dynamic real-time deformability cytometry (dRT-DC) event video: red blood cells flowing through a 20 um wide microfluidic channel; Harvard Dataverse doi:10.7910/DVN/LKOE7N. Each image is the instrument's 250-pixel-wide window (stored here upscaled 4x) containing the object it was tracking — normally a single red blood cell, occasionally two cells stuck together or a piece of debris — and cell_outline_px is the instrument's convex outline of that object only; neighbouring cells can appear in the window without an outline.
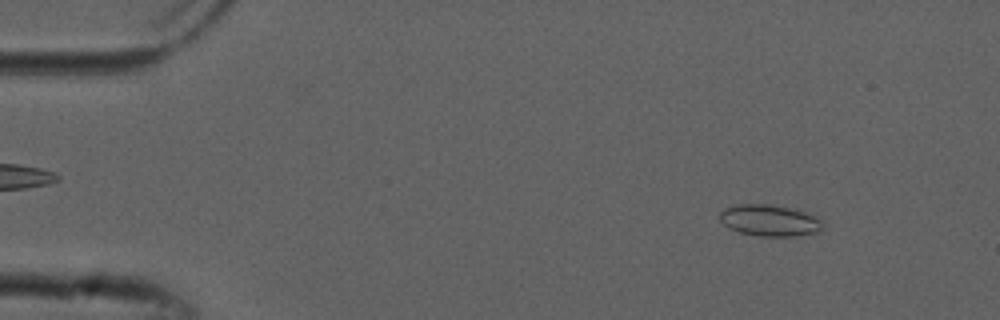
{"species": "common noctule bat (a hibernating species)", "species_latin": "Nyctalus noctula", "temperature_condition": "cold", "stored_images_in_passage": 52, "camera_frame_rate_fps": 3000, "um_per_image_px": 0.085, "animal": {"sex": "male", "forearm_length_mm": 52.5}, "frame": {"image": 1, "passage_image": 6, "time_ms": 1.667, "image_size_px": [1000, 320], "cell_outline_px": [[824, 224], [820, 232], [796, 236], [760, 236], [740, 232], [728, 228], [720, 220], [720, 212], [724, 208], [736, 204], [768, 204], [796, 208], [808, 212], [824, 220]], "centroid_in_image_um": [65.48, 18.72], "position_along_channel_um": 19.5, "area_um2": 19.31}}
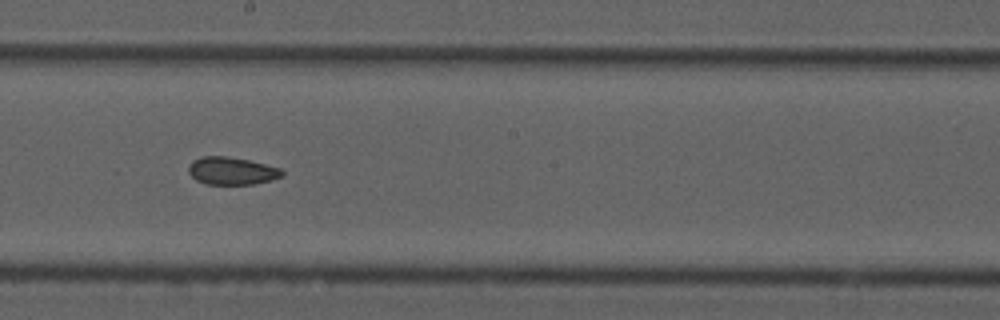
{"frame": {"image": 2, "passage_image": 29, "time_ms": 9.333, "image_size_px": [1000, 320], "cell_outline_px": [[284, 176], [272, 180], [252, 184], [204, 184], [196, 180], [188, 172], [188, 168], [192, 160], [200, 156], [228, 156], [248, 160], [280, 168], [284, 172]], "centroid_in_image_um": [19.68, 14.52], "position_along_channel_um": 228.5, "area_um2": 15.14}}
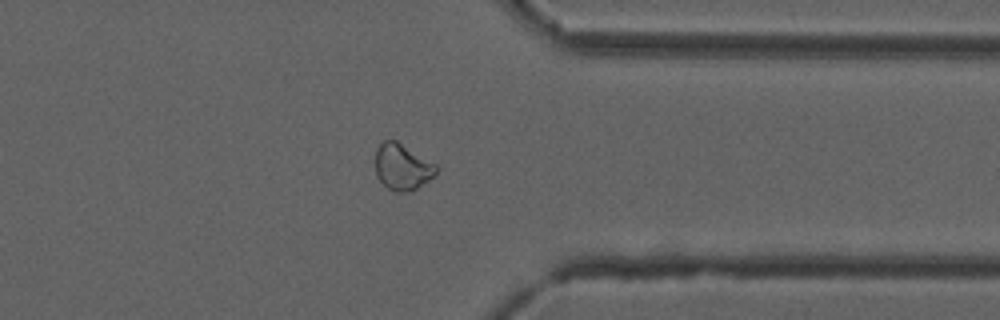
{"frame": {"image": 3, "passage_image": 41, "time_ms": 13.333, "image_size_px": [1000, 320], "cell_outline_px": [[440, 168], [428, 180], [416, 188], [408, 192], [396, 192], [388, 188], [376, 176], [376, 148], [384, 140], [396, 140], [436, 164]], "centroid_in_image_um": [34.19, 14.18], "position_along_channel_um": 377.2, "area_um2": 16.24}, "authors_computed_cell_mechanics": {"area_um2": 17.0221, "velocity_mm_per_s": 3.8628, "shape_relaxation_time_tau1_ms": null, "shape_relaxation_time_tau2_ms": 2.7069, "deformation_change_tau1": null, "deformation_change_tau2": 0.0659}}